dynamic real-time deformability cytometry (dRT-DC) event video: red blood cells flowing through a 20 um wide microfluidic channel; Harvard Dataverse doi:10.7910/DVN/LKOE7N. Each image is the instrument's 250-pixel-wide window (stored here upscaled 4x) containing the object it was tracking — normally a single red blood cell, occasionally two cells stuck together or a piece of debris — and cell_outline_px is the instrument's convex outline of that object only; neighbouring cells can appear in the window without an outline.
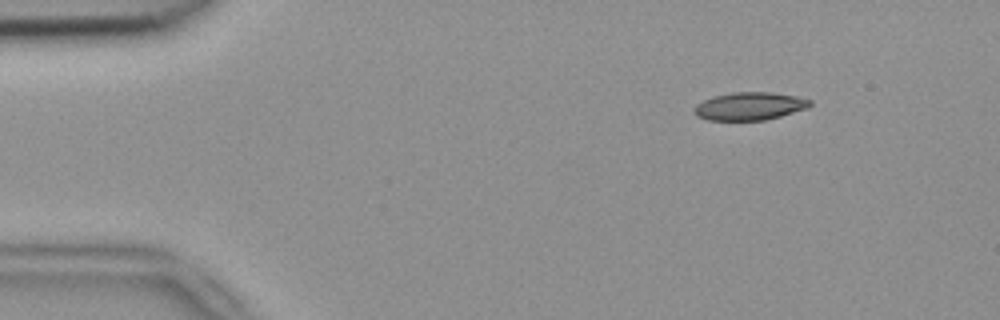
{"species": "common noctule bat (a hibernating species)", "species_latin": "Nyctalus noctula", "temperature_condition": "room temperature", "stored_images_in_passage": 7, "camera_frame_rate_fps": 3000, "um_per_image_px": 0.085, "animal": {"sex": "female", "body_mass_g": 18.4}, "frame": {"image": 1, "passage_image": 1, "time_ms": 0.0, "image_size_px": [1000, 320], "cell_outline_px": [[812, 104], [808, 108], [780, 116], [764, 120], [708, 120], [696, 116], [692, 112], [692, 108], [696, 104], [712, 96], [732, 92], [772, 92], [796, 96], [812, 100]], "centroid_in_image_um": [63.69, 9.02], "position_along_channel_um": 21.3, "area_um2": 19.02}}
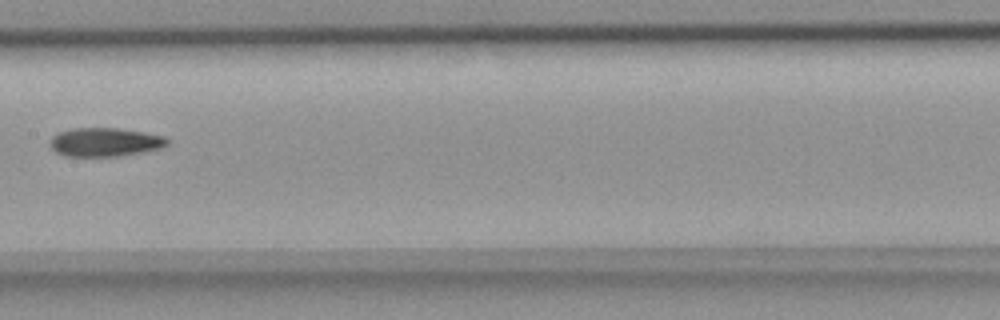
{"frame": {"image": 2, "passage_image": 7, "time_ms": 2.0, "image_size_px": [1000, 320], "cell_outline_px": [[168, 144], [160, 148], [140, 152], [116, 156], [68, 156], [56, 152], [52, 148], [52, 136], [60, 132], [72, 128], [116, 128], [144, 132], [164, 136], [168, 140]], "centroid_in_image_um": [8.93, 12.07], "position_along_channel_um": 198.5, "area_um2": 19.25}}